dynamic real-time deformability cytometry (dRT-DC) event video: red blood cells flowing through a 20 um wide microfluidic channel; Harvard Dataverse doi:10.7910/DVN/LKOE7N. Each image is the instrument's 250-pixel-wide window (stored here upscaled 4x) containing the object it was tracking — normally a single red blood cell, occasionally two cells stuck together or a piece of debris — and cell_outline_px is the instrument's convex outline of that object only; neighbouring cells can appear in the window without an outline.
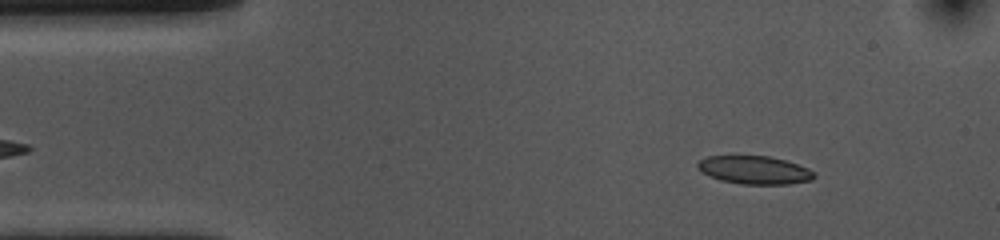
{"species": "common noctule bat (a hibernating species)", "species_latin": "Nyctalus noctula", "temperature_condition": "cold", "stored_images_in_passage": 52, "camera_frame_rate_fps": 3000, "um_per_image_px": 0.085, "animal": {"sex": "female", "body_mass_g": 10.0, "forearm_length_mm": 53.1}, "frame": {"image": 1, "passage_image": 5, "time_ms": 1.333, "image_size_px": [1000, 240], "cell_outline_px": [[816, 176], [812, 180], [788, 184], [740, 184], [720, 180], [696, 168], [696, 164], [700, 160], [708, 156], [768, 156], [784, 160], [808, 168]], "centroid_in_image_um": [64.12, 14.45], "position_along_channel_um": 20.9, "area_um2": 18.9}}
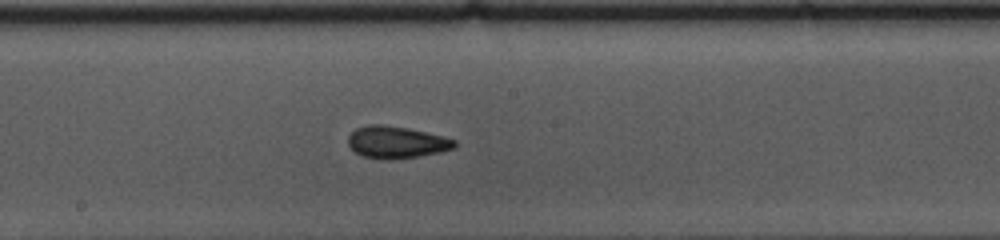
{"frame": {"image": 2, "passage_image": 26, "time_ms": 8.333, "image_size_px": [1000, 240], "cell_outline_px": [[456, 148], [440, 152], [392, 160], [364, 156], [356, 152], [348, 144], [348, 136], [356, 128], [368, 124], [380, 124], [408, 128], [444, 136], [456, 140]], "centroid_in_image_um": [33.72, 12.08], "position_along_channel_um": 214.5, "area_um2": 19.77}}
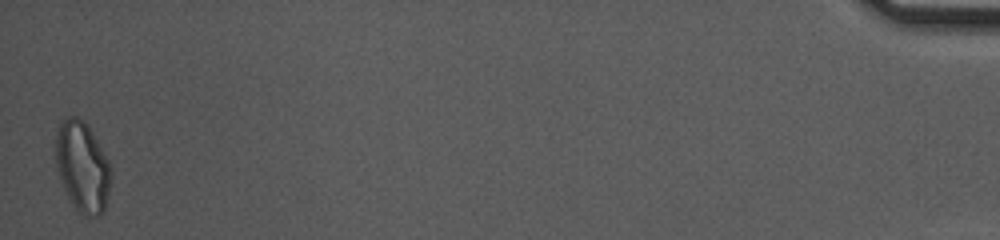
{"frame": {"image": 3, "passage_image": 52, "time_ms": 17.0, "image_size_px": [1000, 240], "cell_outline_px": [[112, 180], [104, 208], [100, 216], [84, 216], [76, 212], [60, 180], [56, 168], [56, 136], [60, 120], [68, 116], [76, 116], [84, 120], [88, 124], [108, 160], [112, 172]], "centroid_in_image_um": [7.0, 14.17], "position_along_channel_um": 428.2, "area_um2": 29.48}, "authors_computed_cell_mechanics": {"area_um2": 19.8254, "velocity_mm_per_s": 3.6256, "shape_relaxation_time_tau1_ms": 3.43, "shape_relaxation_time_tau2_ms": 1.7457, "deformation_change_tau1": 0.1244, "deformation_change_tau2": 0.0864}}